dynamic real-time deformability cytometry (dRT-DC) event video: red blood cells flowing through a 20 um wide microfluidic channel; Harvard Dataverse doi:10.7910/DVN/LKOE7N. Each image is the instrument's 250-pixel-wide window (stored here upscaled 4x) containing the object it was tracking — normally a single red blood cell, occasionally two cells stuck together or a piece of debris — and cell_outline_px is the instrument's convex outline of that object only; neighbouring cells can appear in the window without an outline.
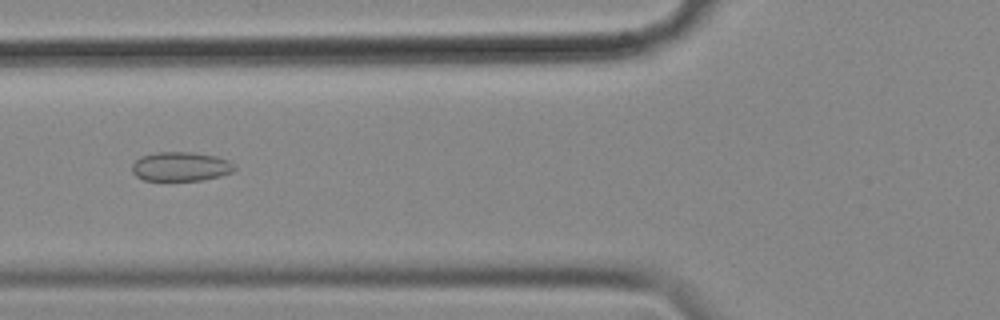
{"species": "common noctule bat (a hibernating species)", "species_latin": "Nyctalus noctula", "temperature_condition": "cold", "stored_images_in_passage": 56, "camera_frame_rate_fps": 3000, "um_per_image_px": 0.085, "animal": {"sex": "female", "body_mass_g": 18.4}, "frame": {"image": 1, "passage_image": 21, "time_ms": 6.667, "image_size_px": [1000, 320], "cell_outline_px": [[236, 168], [232, 172], [220, 176], [204, 180], [144, 180], [136, 176], [132, 172], [132, 164], [140, 156], [156, 152], [192, 152], [216, 156], [228, 160], [236, 164]], "centroid_in_image_um": [15.38, 14.15], "position_along_channel_um": 110.4, "area_um2": 17.57}}
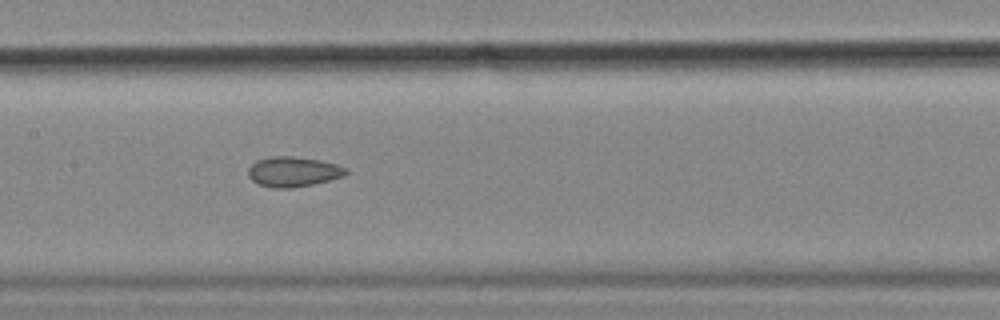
{"frame": {"image": 2, "passage_image": 27, "time_ms": 8.667, "image_size_px": [1000, 320], "cell_outline_px": [[348, 172], [344, 176], [312, 184], [292, 188], [272, 188], [260, 184], [252, 180], [248, 176], [248, 168], [256, 160], [268, 156], [292, 156], [320, 160], [336, 164], [344, 168]], "centroid_in_image_um": [24.88, 14.59], "position_along_channel_um": 182.5, "area_um2": 17.05}}
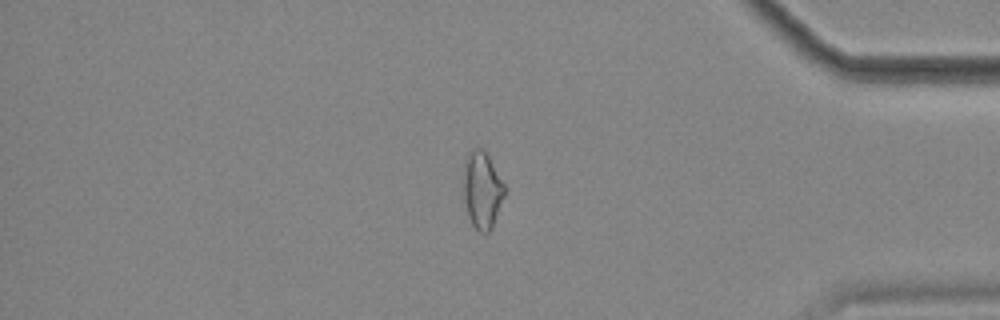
{"frame": {"image": 3, "passage_image": 47, "time_ms": 15.333, "image_size_px": [1000, 320], "cell_outline_px": [[504, 196], [492, 228], [488, 232], [480, 232], [472, 224], [468, 216], [464, 196], [464, 156], [472, 148], [480, 148], [488, 156], [504, 184]], "centroid_in_image_um": [40.96, 16.13], "position_along_channel_um": 394.2, "area_um2": 18.15}, "authors_computed_cell_mechanics": {"area_um2": 18.1492, "velocity_mm_per_s": 3.6016, "shape_relaxation_time_tau1_ms": null, "shape_relaxation_time_tau2_ms": 3.315, "deformation_change_tau1": null, "deformation_change_tau2": 0.0996}}